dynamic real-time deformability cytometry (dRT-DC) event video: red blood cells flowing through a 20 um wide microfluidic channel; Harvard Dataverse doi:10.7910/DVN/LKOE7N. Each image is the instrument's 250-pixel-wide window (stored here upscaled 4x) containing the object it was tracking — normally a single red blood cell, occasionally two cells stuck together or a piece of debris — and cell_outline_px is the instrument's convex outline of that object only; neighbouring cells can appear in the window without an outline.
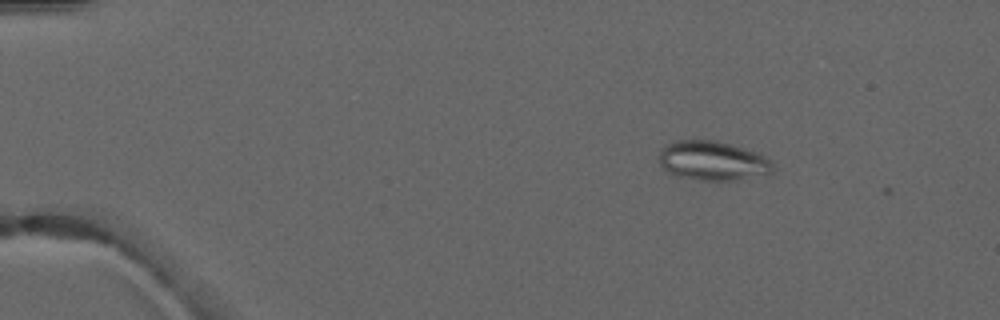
{"species": "common noctule bat (a hibernating species)", "species_latin": "Nyctalus noctula", "temperature_condition": "warm", "stored_images_in_passage": 4, "camera_frame_rate_fps": 3000, "um_per_image_px": 0.085, "animal": {"sex": "male", "forearm_length_mm": 52.5}, "frame": {"image": 1, "passage_image": 2, "time_ms": 2.0, "image_size_px": [1000, 320], "cell_outline_px": [[776, 168], [772, 172], [740, 180], [704, 180], [676, 176], [668, 172], [660, 164], [660, 148], [676, 140], [716, 140], [732, 144], [756, 152], [772, 160]], "centroid_in_image_um": [60.61, 13.66], "position_along_channel_um": 24.4, "area_um2": 26.24}}